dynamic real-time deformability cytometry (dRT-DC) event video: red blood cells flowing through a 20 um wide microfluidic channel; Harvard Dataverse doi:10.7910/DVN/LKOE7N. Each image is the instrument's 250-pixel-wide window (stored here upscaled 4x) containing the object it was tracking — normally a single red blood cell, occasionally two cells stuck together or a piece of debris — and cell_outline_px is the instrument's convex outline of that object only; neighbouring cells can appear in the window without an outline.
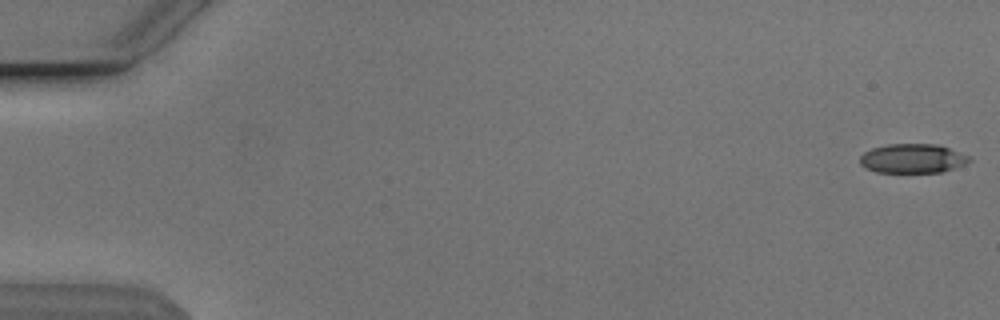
{"species": "Egyptian fruit bat (a non-hibernating species)", "species_latin": "Rousettus aegyptiacus", "temperature_condition": "cold", "stored_images_in_passage": 54, "camera_frame_rate_fps": 3000, "um_per_image_px": 0.085, "animal": {"sex": "male"}, "frame": {"image": 1, "passage_image": 1, "time_ms": 0.0, "image_size_px": [1000, 320], "cell_outline_px": [[972, 160], [964, 164], [940, 172], [876, 172], [864, 168], [860, 164], [860, 156], [864, 152], [872, 148], [888, 144], [940, 144], [972, 156]], "centroid_in_image_um": [77.58, 13.46], "position_along_channel_um": 7.4, "area_um2": 18.79}}
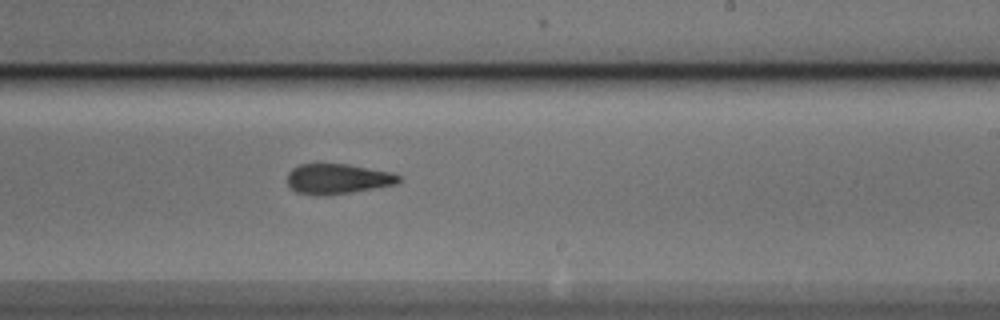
{"frame": {"image": 2, "passage_image": 33, "time_ms": 10.667, "image_size_px": [1000, 320], "cell_outline_px": [[404, 180], [396, 184], [348, 192], [296, 192], [288, 184], [288, 172], [292, 168], [300, 164], [348, 164], [392, 172], [400, 176]], "centroid_in_image_um": [28.77, 15.14], "position_along_channel_um": 260.2, "area_um2": 18.73}}
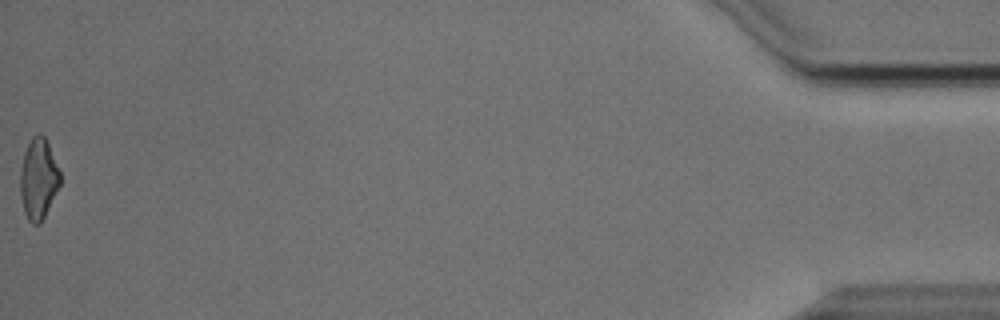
{"frame": {"image": 3, "passage_image": 54, "time_ms": 17.667, "image_size_px": [1000, 320], "cell_outline_px": [[60, 184], [40, 224], [32, 224], [28, 220], [24, 212], [20, 192], [20, 168], [24, 152], [32, 136], [40, 132], [44, 136], [48, 144], [60, 172]], "centroid_in_image_um": [3.24, 15.19], "position_along_channel_um": 432.0, "area_um2": 18.61}, "authors_computed_cell_mechanics": {"area_um2": 19.5653, "velocity_mm_per_s": 3.8457, "shape_relaxation_time_tau1_ms": null, "shape_relaxation_time_tau2_ms": 5.7974, "deformation_change_tau1": null, "deformation_change_tau2": 0.1643}}